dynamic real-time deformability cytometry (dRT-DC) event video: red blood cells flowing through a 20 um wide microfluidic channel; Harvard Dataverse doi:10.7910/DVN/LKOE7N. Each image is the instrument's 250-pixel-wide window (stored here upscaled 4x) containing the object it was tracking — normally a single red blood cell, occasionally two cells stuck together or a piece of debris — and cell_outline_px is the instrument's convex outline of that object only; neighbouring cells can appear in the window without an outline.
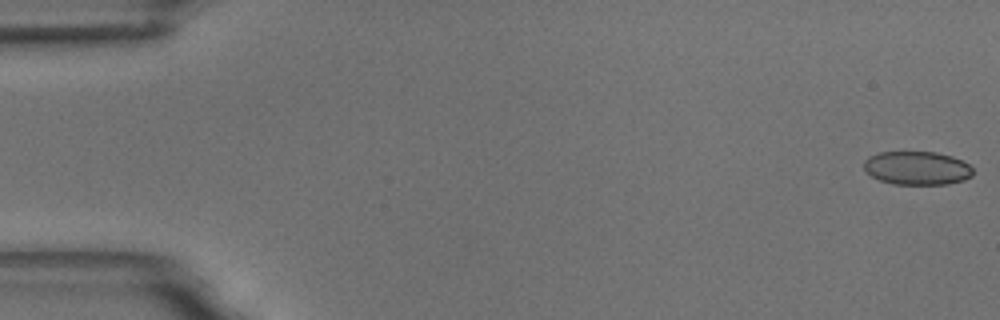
{"species": "common noctule bat (a hibernating species)", "species_latin": "Nyctalus noctula", "temperature_condition": "room temperature", "stored_images_in_passage": 56, "camera_frame_rate_fps": 3000, "um_per_image_px": 0.085, "animal": {"sex": "male", "body_mass_g": 18.8}, "frame": {"image": 1, "passage_image": 1, "time_ms": 0.0, "image_size_px": [1000, 320], "cell_outline_px": [[972, 176], [964, 180], [948, 184], [892, 184], [880, 180], [872, 176], [864, 168], [864, 160], [868, 156], [880, 152], [936, 152], [952, 156], [968, 164], [972, 168]], "centroid_in_image_um": [77.94, 14.28], "position_along_channel_um": 7.1, "area_um2": 21.27}}
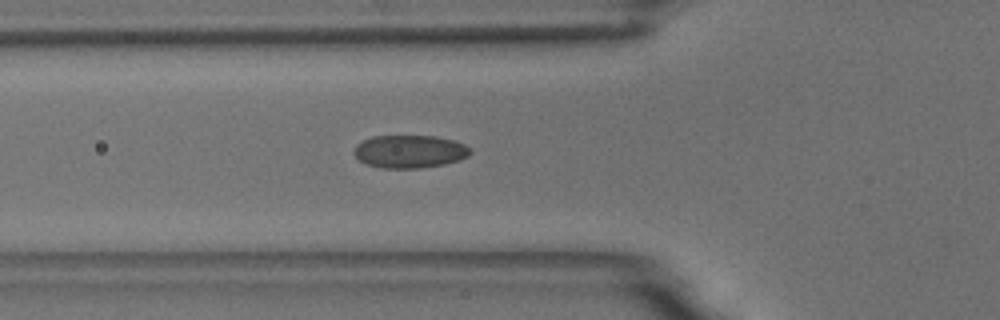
{"frame": {"image": 2, "passage_image": 20, "time_ms": 6.333, "image_size_px": [1000, 320], "cell_outline_px": [[472, 152], [468, 156], [460, 160], [444, 164], [420, 168], [380, 168], [368, 164], [360, 160], [352, 152], [356, 144], [372, 136], [436, 136], [452, 140], [464, 144]], "centroid_in_image_um": [34.81, 12.88], "position_along_channel_um": 91.0, "area_um2": 22.25}}
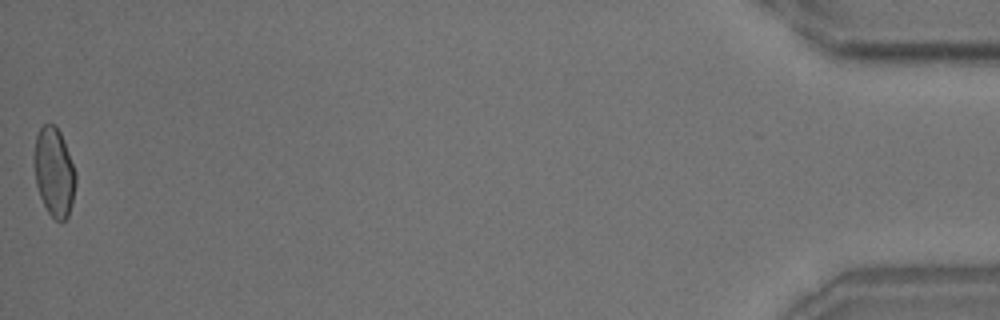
{"frame": {"image": 3, "passage_image": 56, "time_ms": 18.333, "image_size_px": [1000, 320], "cell_outline_px": [[76, 184], [72, 204], [68, 216], [60, 224], [48, 212], [40, 196], [36, 184], [32, 164], [32, 156], [36, 136], [40, 128], [44, 124], [52, 124], [60, 132], [76, 172]], "centroid_in_image_um": [4.58, 14.64], "position_along_channel_um": 430.6, "area_um2": 21.79}, "authors_computed_cell_mechanics": {"area_um2": 21.7906, "velocity_mm_per_s": 3.6278, "shape_relaxation_time_tau1_ms": 7.8188, "shape_relaxation_time_tau2_ms": 1.3254, "deformation_change_tau1": 0.1395, "deformation_change_tau2": 0.0573}}